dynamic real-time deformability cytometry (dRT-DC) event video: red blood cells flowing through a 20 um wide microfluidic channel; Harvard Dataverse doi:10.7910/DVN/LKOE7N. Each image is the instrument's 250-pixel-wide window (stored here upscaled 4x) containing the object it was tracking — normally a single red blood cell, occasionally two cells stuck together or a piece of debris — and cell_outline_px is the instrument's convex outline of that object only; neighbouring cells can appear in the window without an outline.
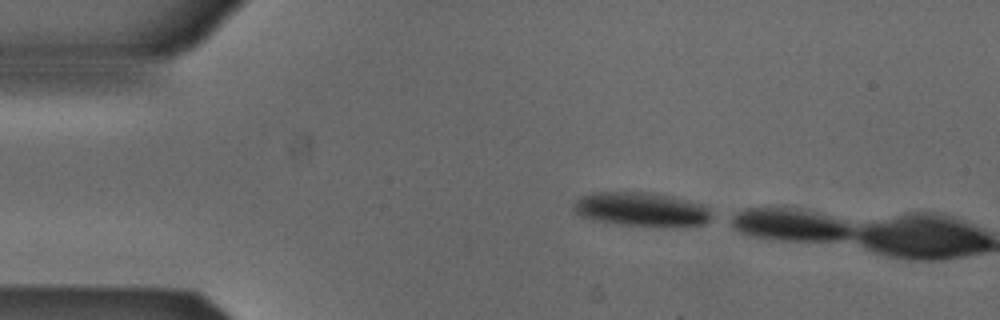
{"species": "Egyptian fruit bat (a non-hibernating species)", "species_latin": "Rousettus aegyptiacus", "temperature_condition": "cold", "stored_images_in_passage": 2, "camera_frame_rate_fps": 3000, "um_per_image_px": 0.085, "animal": {"sex": "male"}, "frame": {"image": 1, "passage_image": 1, "time_ms": 0.0, "image_size_px": [1000, 320], "cell_outline_px": [[716, 216], [700, 224], [620, 224], [580, 216], [572, 208], [572, 204], [580, 196], [592, 192], [648, 192], [672, 196], [704, 204]], "centroid_in_image_um": [54.48, 17.73], "position_along_channel_um": 30.5, "area_um2": 26.59}}